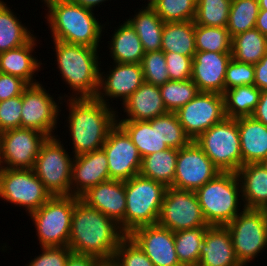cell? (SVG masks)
Listing matches in <instances>:
<instances>
[{"label": "cell", "mask_w": 267, "mask_h": 266, "mask_svg": "<svg viewBox=\"0 0 267 266\" xmlns=\"http://www.w3.org/2000/svg\"><path fill=\"white\" fill-rule=\"evenodd\" d=\"M108 180H110L108 161L103 148L74 156L71 180L72 196L80 197L89 188Z\"/></svg>", "instance_id": "44dd1931"}, {"label": "cell", "mask_w": 267, "mask_h": 266, "mask_svg": "<svg viewBox=\"0 0 267 266\" xmlns=\"http://www.w3.org/2000/svg\"><path fill=\"white\" fill-rule=\"evenodd\" d=\"M27 86L19 77L0 72V101L22 95Z\"/></svg>", "instance_id": "681fc988"}, {"label": "cell", "mask_w": 267, "mask_h": 266, "mask_svg": "<svg viewBox=\"0 0 267 266\" xmlns=\"http://www.w3.org/2000/svg\"><path fill=\"white\" fill-rule=\"evenodd\" d=\"M77 5H81L86 8H90L92 10L95 9L96 6L99 7V4H103V2L108 1V0H70Z\"/></svg>", "instance_id": "11a10c76"}, {"label": "cell", "mask_w": 267, "mask_h": 266, "mask_svg": "<svg viewBox=\"0 0 267 266\" xmlns=\"http://www.w3.org/2000/svg\"><path fill=\"white\" fill-rule=\"evenodd\" d=\"M148 3L146 5L151 6L156 0H147Z\"/></svg>", "instance_id": "91938a15"}, {"label": "cell", "mask_w": 267, "mask_h": 266, "mask_svg": "<svg viewBox=\"0 0 267 266\" xmlns=\"http://www.w3.org/2000/svg\"><path fill=\"white\" fill-rule=\"evenodd\" d=\"M242 166L267 163V126L252 116L237 118Z\"/></svg>", "instance_id": "d4e9b609"}, {"label": "cell", "mask_w": 267, "mask_h": 266, "mask_svg": "<svg viewBox=\"0 0 267 266\" xmlns=\"http://www.w3.org/2000/svg\"><path fill=\"white\" fill-rule=\"evenodd\" d=\"M252 117L267 126V90H263Z\"/></svg>", "instance_id": "f5cc1de1"}, {"label": "cell", "mask_w": 267, "mask_h": 266, "mask_svg": "<svg viewBox=\"0 0 267 266\" xmlns=\"http://www.w3.org/2000/svg\"><path fill=\"white\" fill-rule=\"evenodd\" d=\"M178 150L167 148L145 156L141 160L139 175L162 183L167 188L173 187Z\"/></svg>", "instance_id": "4dcf8cb0"}, {"label": "cell", "mask_w": 267, "mask_h": 266, "mask_svg": "<svg viewBox=\"0 0 267 266\" xmlns=\"http://www.w3.org/2000/svg\"><path fill=\"white\" fill-rule=\"evenodd\" d=\"M3 165H2V160H1V152H0V178H1V174H2V171H3Z\"/></svg>", "instance_id": "6f0895ef"}, {"label": "cell", "mask_w": 267, "mask_h": 266, "mask_svg": "<svg viewBox=\"0 0 267 266\" xmlns=\"http://www.w3.org/2000/svg\"><path fill=\"white\" fill-rule=\"evenodd\" d=\"M112 262L115 266H154L129 235L120 241Z\"/></svg>", "instance_id": "ee69618b"}, {"label": "cell", "mask_w": 267, "mask_h": 266, "mask_svg": "<svg viewBox=\"0 0 267 266\" xmlns=\"http://www.w3.org/2000/svg\"><path fill=\"white\" fill-rule=\"evenodd\" d=\"M221 171L206 156L205 152L191 141L178 149L173 187L196 192Z\"/></svg>", "instance_id": "2e32d148"}, {"label": "cell", "mask_w": 267, "mask_h": 266, "mask_svg": "<svg viewBox=\"0 0 267 266\" xmlns=\"http://www.w3.org/2000/svg\"><path fill=\"white\" fill-rule=\"evenodd\" d=\"M22 95L0 101V133L21 127Z\"/></svg>", "instance_id": "bcb514c9"}, {"label": "cell", "mask_w": 267, "mask_h": 266, "mask_svg": "<svg viewBox=\"0 0 267 266\" xmlns=\"http://www.w3.org/2000/svg\"><path fill=\"white\" fill-rule=\"evenodd\" d=\"M76 196H51L30 215L40 247L68 246Z\"/></svg>", "instance_id": "52a82bcc"}, {"label": "cell", "mask_w": 267, "mask_h": 266, "mask_svg": "<svg viewBox=\"0 0 267 266\" xmlns=\"http://www.w3.org/2000/svg\"><path fill=\"white\" fill-rule=\"evenodd\" d=\"M255 85L238 86L225 90L224 106L226 118L237 119L252 116L261 95Z\"/></svg>", "instance_id": "e575fe53"}, {"label": "cell", "mask_w": 267, "mask_h": 266, "mask_svg": "<svg viewBox=\"0 0 267 266\" xmlns=\"http://www.w3.org/2000/svg\"><path fill=\"white\" fill-rule=\"evenodd\" d=\"M117 124L131 138L142 158L168 148L160 139L159 124L148 121H117Z\"/></svg>", "instance_id": "1f68e13d"}, {"label": "cell", "mask_w": 267, "mask_h": 266, "mask_svg": "<svg viewBox=\"0 0 267 266\" xmlns=\"http://www.w3.org/2000/svg\"><path fill=\"white\" fill-rule=\"evenodd\" d=\"M194 142L221 172L236 173L242 167L237 119L225 118L199 135Z\"/></svg>", "instance_id": "9c48e42d"}, {"label": "cell", "mask_w": 267, "mask_h": 266, "mask_svg": "<svg viewBox=\"0 0 267 266\" xmlns=\"http://www.w3.org/2000/svg\"><path fill=\"white\" fill-rule=\"evenodd\" d=\"M12 11L0 0V53L21 47L35 36Z\"/></svg>", "instance_id": "d6a6232c"}, {"label": "cell", "mask_w": 267, "mask_h": 266, "mask_svg": "<svg viewBox=\"0 0 267 266\" xmlns=\"http://www.w3.org/2000/svg\"><path fill=\"white\" fill-rule=\"evenodd\" d=\"M197 0H156L151 6L164 22L190 21L196 16Z\"/></svg>", "instance_id": "b9f144b4"}, {"label": "cell", "mask_w": 267, "mask_h": 266, "mask_svg": "<svg viewBox=\"0 0 267 266\" xmlns=\"http://www.w3.org/2000/svg\"><path fill=\"white\" fill-rule=\"evenodd\" d=\"M41 254L25 266H65L69 256L73 253L68 246L41 247Z\"/></svg>", "instance_id": "c3c4849f"}, {"label": "cell", "mask_w": 267, "mask_h": 266, "mask_svg": "<svg viewBox=\"0 0 267 266\" xmlns=\"http://www.w3.org/2000/svg\"><path fill=\"white\" fill-rule=\"evenodd\" d=\"M242 210L226 227L238 261L247 266L267 248V210L244 207Z\"/></svg>", "instance_id": "30bf717a"}, {"label": "cell", "mask_w": 267, "mask_h": 266, "mask_svg": "<svg viewBox=\"0 0 267 266\" xmlns=\"http://www.w3.org/2000/svg\"><path fill=\"white\" fill-rule=\"evenodd\" d=\"M161 51L176 52L184 56L194 57L196 53L194 20L165 22Z\"/></svg>", "instance_id": "f1b7e54d"}, {"label": "cell", "mask_w": 267, "mask_h": 266, "mask_svg": "<svg viewBox=\"0 0 267 266\" xmlns=\"http://www.w3.org/2000/svg\"><path fill=\"white\" fill-rule=\"evenodd\" d=\"M259 11L258 0H232L226 26L230 37L255 28Z\"/></svg>", "instance_id": "8d00e7d4"}, {"label": "cell", "mask_w": 267, "mask_h": 266, "mask_svg": "<svg viewBox=\"0 0 267 266\" xmlns=\"http://www.w3.org/2000/svg\"><path fill=\"white\" fill-rule=\"evenodd\" d=\"M103 263V260L94 256L72 253L65 266H101Z\"/></svg>", "instance_id": "816d5d0a"}, {"label": "cell", "mask_w": 267, "mask_h": 266, "mask_svg": "<svg viewBox=\"0 0 267 266\" xmlns=\"http://www.w3.org/2000/svg\"><path fill=\"white\" fill-rule=\"evenodd\" d=\"M255 28L267 36V10H260L256 19Z\"/></svg>", "instance_id": "db71d44e"}, {"label": "cell", "mask_w": 267, "mask_h": 266, "mask_svg": "<svg viewBox=\"0 0 267 266\" xmlns=\"http://www.w3.org/2000/svg\"><path fill=\"white\" fill-rule=\"evenodd\" d=\"M140 64L143 70L144 82L161 86L170 80L163 51L145 53Z\"/></svg>", "instance_id": "7bdbcfd3"}, {"label": "cell", "mask_w": 267, "mask_h": 266, "mask_svg": "<svg viewBox=\"0 0 267 266\" xmlns=\"http://www.w3.org/2000/svg\"><path fill=\"white\" fill-rule=\"evenodd\" d=\"M57 68L72 90L66 98H95L99 88L101 61L98 49L53 40ZM74 93V94H73Z\"/></svg>", "instance_id": "277c9868"}, {"label": "cell", "mask_w": 267, "mask_h": 266, "mask_svg": "<svg viewBox=\"0 0 267 266\" xmlns=\"http://www.w3.org/2000/svg\"><path fill=\"white\" fill-rule=\"evenodd\" d=\"M231 52L196 51L192 59L191 80L199 92L224 94L225 76Z\"/></svg>", "instance_id": "ffe728a7"}, {"label": "cell", "mask_w": 267, "mask_h": 266, "mask_svg": "<svg viewBox=\"0 0 267 266\" xmlns=\"http://www.w3.org/2000/svg\"><path fill=\"white\" fill-rule=\"evenodd\" d=\"M58 135L47 137L40 147L33 167L35 175L51 196L71 195L72 163Z\"/></svg>", "instance_id": "ba28073f"}, {"label": "cell", "mask_w": 267, "mask_h": 266, "mask_svg": "<svg viewBox=\"0 0 267 266\" xmlns=\"http://www.w3.org/2000/svg\"><path fill=\"white\" fill-rule=\"evenodd\" d=\"M167 71L170 80L184 81L191 79L192 76V59L176 52H164Z\"/></svg>", "instance_id": "7dc6e473"}, {"label": "cell", "mask_w": 267, "mask_h": 266, "mask_svg": "<svg viewBox=\"0 0 267 266\" xmlns=\"http://www.w3.org/2000/svg\"><path fill=\"white\" fill-rule=\"evenodd\" d=\"M232 38L226 27H211L195 24L196 51L231 52Z\"/></svg>", "instance_id": "ab89813d"}, {"label": "cell", "mask_w": 267, "mask_h": 266, "mask_svg": "<svg viewBox=\"0 0 267 266\" xmlns=\"http://www.w3.org/2000/svg\"><path fill=\"white\" fill-rule=\"evenodd\" d=\"M254 80V65L231 58L225 76V90L238 86L254 85Z\"/></svg>", "instance_id": "f6af8a7d"}, {"label": "cell", "mask_w": 267, "mask_h": 266, "mask_svg": "<svg viewBox=\"0 0 267 266\" xmlns=\"http://www.w3.org/2000/svg\"><path fill=\"white\" fill-rule=\"evenodd\" d=\"M42 85L41 83L30 84L23 91L21 127L34 129L47 137H52L55 136L53 130L57 128L61 111L58 105L64 97L59 96L57 103Z\"/></svg>", "instance_id": "4fadbf2b"}, {"label": "cell", "mask_w": 267, "mask_h": 266, "mask_svg": "<svg viewBox=\"0 0 267 266\" xmlns=\"http://www.w3.org/2000/svg\"><path fill=\"white\" fill-rule=\"evenodd\" d=\"M176 115L185 133L194 141L211 126L226 118L224 96L213 92H199Z\"/></svg>", "instance_id": "5bb4252c"}, {"label": "cell", "mask_w": 267, "mask_h": 266, "mask_svg": "<svg viewBox=\"0 0 267 266\" xmlns=\"http://www.w3.org/2000/svg\"><path fill=\"white\" fill-rule=\"evenodd\" d=\"M209 226H199L174 232L175 251L182 266H197L201 245Z\"/></svg>", "instance_id": "d590c367"}, {"label": "cell", "mask_w": 267, "mask_h": 266, "mask_svg": "<svg viewBox=\"0 0 267 266\" xmlns=\"http://www.w3.org/2000/svg\"><path fill=\"white\" fill-rule=\"evenodd\" d=\"M260 10H267V0H258Z\"/></svg>", "instance_id": "9f6ffc18"}, {"label": "cell", "mask_w": 267, "mask_h": 266, "mask_svg": "<svg viewBox=\"0 0 267 266\" xmlns=\"http://www.w3.org/2000/svg\"><path fill=\"white\" fill-rule=\"evenodd\" d=\"M255 80L254 85L261 91L267 90V53L254 65Z\"/></svg>", "instance_id": "f907efd6"}, {"label": "cell", "mask_w": 267, "mask_h": 266, "mask_svg": "<svg viewBox=\"0 0 267 266\" xmlns=\"http://www.w3.org/2000/svg\"><path fill=\"white\" fill-rule=\"evenodd\" d=\"M129 236L154 266H182L175 251L174 232L158 224L142 226Z\"/></svg>", "instance_id": "d6986e66"}, {"label": "cell", "mask_w": 267, "mask_h": 266, "mask_svg": "<svg viewBox=\"0 0 267 266\" xmlns=\"http://www.w3.org/2000/svg\"><path fill=\"white\" fill-rule=\"evenodd\" d=\"M126 235L119 225L80 198L76 201L68 247L74 254L90 255L112 262L120 241Z\"/></svg>", "instance_id": "6da1fadb"}, {"label": "cell", "mask_w": 267, "mask_h": 266, "mask_svg": "<svg viewBox=\"0 0 267 266\" xmlns=\"http://www.w3.org/2000/svg\"><path fill=\"white\" fill-rule=\"evenodd\" d=\"M102 148L107 157L110 180L126 181L139 175L142 157L118 124L109 131Z\"/></svg>", "instance_id": "e0dca14e"}, {"label": "cell", "mask_w": 267, "mask_h": 266, "mask_svg": "<svg viewBox=\"0 0 267 266\" xmlns=\"http://www.w3.org/2000/svg\"><path fill=\"white\" fill-rule=\"evenodd\" d=\"M197 266H242L236 257L230 231L226 226L207 228Z\"/></svg>", "instance_id": "603a6c76"}, {"label": "cell", "mask_w": 267, "mask_h": 266, "mask_svg": "<svg viewBox=\"0 0 267 266\" xmlns=\"http://www.w3.org/2000/svg\"><path fill=\"white\" fill-rule=\"evenodd\" d=\"M143 82L141 64L114 62L113 68L110 67L106 74L101 72L100 69L99 88L95 98L106 105H110L108 100L120 97L119 99H122L123 104Z\"/></svg>", "instance_id": "ac0fdd59"}, {"label": "cell", "mask_w": 267, "mask_h": 266, "mask_svg": "<svg viewBox=\"0 0 267 266\" xmlns=\"http://www.w3.org/2000/svg\"><path fill=\"white\" fill-rule=\"evenodd\" d=\"M267 53V36L256 28L232 37L231 54L234 60L255 65Z\"/></svg>", "instance_id": "836d02e7"}, {"label": "cell", "mask_w": 267, "mask_h": 266, "mask_svg": "<svg viewBox=\"0 0 267 266\" xmlns=\"http://www.w3.org/2000/svg\"><path fill=\"white\" fill-rule=\"evenodd\" d=\"M122 105L128 118L120 120L117 111V121H149L167 113L159 86L146 82H143Z\"/></svg>", "instance_id": "cb8c5ba5"}, {"label": "cell", "mask_w": 267, "mask_h": 266, "mask_svg": "<svg viewBox=\"0 0 267 266\" xmlns=\"http://www.w3.org/2000/svg\"><path fill=\"white\" fill-rule=\"evenodd\" d=\"M159 89L167 112L175 113L199 93L197 85L191 79L169 80L159 86Z\"/></svg>", "instance_id": "74e56055"}, {"label": "cell", "mask_w": 267, "mask_h": 266, "mask_svg": "<svg viewBox=\"0 0 267 266\" xmlns=\"http://www.w3.org/2000/svg\"><path fill=\"white\" fill-rule=\"evenodd\" d=\"M69 107L68 128L73 156L101 149L117 124V110L96 98H65Z\"/></svg>", "instance_id": "7a4b0ae2"}, {"label": "cell", "mask_w": 267, "mask_h": 266, "mask_svg": "<svg viewBox=\"0 0 267 266\" xmlns=\"http://www.w3.org/2000/svg\"><path fill=\"white\" fill-rule=\"evenodd\" d=\"M51 194L33 169H6L0 178V198L24 209L29 215L39 209Z\"/></svg>", "instance_id": "8fae6325"}, {"label": "cell", "mask_w": 267, "mask_h": 266, "mask_svg": "<svg viewBox=\"0 0 267 266\" xmlns=\"http://www.w3.org/2000/svg\"><path fill=\"white\" fill-rule=\"evenodd\" d=\"M36 41L34 36L27 44L0 53V72L19 77L28 85L39 83L33 77L34 73L41 71L42 65L32 54L37 46Z\"/></svg>", "instance_id": "4316f807"}, {"label": "cell", "mask_w": 267, "mask_h": 266, "mask_svg": "<svg viewBox=\"0 0 267 266\" xmlns=\"http://www.w3.org/2000/svg\"><path fill=\"white\" fill-rule=\"evenodd\" d=\"M167 187L141 175L125 181L126 211L119 224L125 235L135 229L157 224Z\"/></svg>", "instance_id": "5b68a950"}, {"label": "cell", "mask_w": 267, "mask_h": 266, "mask_svg": "<svg viewBox=\"0 0 267 266\" xmlns=\"http://www.w3.org/2000/svg\"><path fill=\"white\" fill-rule=\"evenodd\" d=\"M123 22L108 41L110 56L116 63L140 64L145 55L141 40L132 25L127 20Z\"/></svg>", "instance_id": "83f0119b"}, {"label": "cell", "mask_w": 267, "mask_h": 266, "mask_svg": "<svg viewBox=\"0 0 267 266\" xmlns=\"http://www.w3.org/2000/svg\"><path fill=\"white\" fill-rule=\"evenodd\" d=\"M133 17L126 19L135 29L145 53L161 50L164 21L156 14L152 6L138 9Z\"/></svg>", "instance_id": "f546056e"}, {"label": "cell", "mask_w": 267, "mask_h": 266, "mask_svg": "<svg viewBox=\"0 0 267 266\" xmlns=\"http://www.w3.org/2000/svg\"><path fill=\"white\" fill-rule=\"evenodd\" d=\"M88 206L96 208L118 225L126 211L125 181L108 180L89 188L80 196Z\"/></svg>", "instance_id": "7402d4cb"}, {"label": "cell", "mask_w": 267, "mask_h": 266, "mask_svg": "<svg viewBox=\"0 0 267 266\" xmlns=\"http://www.w3.org/2000/svg\"><path fill=\"white\" fill-rule=\"evenodd\" d=\"M46 139L45 134L22 127L0 133L3 168L33 169L40 147Z\"/></svg>", "instance_id": "9a60e30c"}, {"label": "cell", "mask_w": 267, "mask_h": 266, "mask_svg": "<svg viewBox=\"0 0 267 266\" xmlns=\"http://www.w3.org/2000/svg\"><path fill=\"white\" fill-rule=\"evenodd\" d=\"M44 6L48 10L45 19L53 40L96 49L99 47L105 24H101L98 18L96 20L94 10L70 0H53Z\"/></svg>", "instance_id": "3957f363"}, {"label": "cell", "mask_w": 267, "mask_h": 266, "mask_svg": "<svg viewBox=\"0 0 267 266\" xmlns=\"http://www.w3.org/2000/svg\"><path fill=\"white\" fill-rule=\"evenodd\" d=\"M246 209H267V163L243 165L236 172Z\"/></svg>", "instance_id": "484cf974"}, {"label": "cell", "mask_w": 267, "mask_h": 266, "mask_svg": "<svg viewBox=\"0 0 267 266\" xmlns=\"http://www.w3.org/2000/svg\"><path fill=\"white\" fill-rule=\"evenodd\" d=\"M101 266H115L113 262H104Z\"/></svg>", "instance_id": "680465c9"}, {"label": "cell", "mask_w": 267, "mask_h": 266, "mask_svg": "<svg viewBox=\"0 0 267 266\" xmlns=\"http://www.w3.org/2000/svg\"><path fill=\"white\" fill-rule=\"evenodd\" d=\"M44 1V3L43 4H47L48 2H50V1H53V0H42V2Z\"/></svg>", "instance_id": "94428289"}, {"label": "cell", "mask_w": 267, "mask_h": 266, "mask_svg": "<svg viewBox=\"0 0 267 266\" xmlns=\"http://www.w3.org/2000/svg\"><path fill=\"white\" fill-rule=\"evenodd\" d=\"M148 122L150 124H159L160 139L168 148L178 150L192 141L185 133L175 112H167Z\"/></svg>", "instance_id": "60d3db41"}, {"label": "cell", "mask_w": 267, "mask_h": 266, "mask_svg": "<svg viewBox=\"0 0 267 266\" xmlns=\"http://www.w3.org/2000/svg\"><path fill=\"white\" fill-rule=\"evenodd\" d=\"M232 0H197L196 25L226 27Z\"/></svg>", "instance_id": "f35d334b"}, {"label": "cell", "mask_w": 267, "mask_h": 266, "mask_svg": "<svg viewBox=\"0 0 267 266\" xmlns=\"http://www.w3.org/2000/svg\"><path fill=\"white\" fill-rule=\"evenodd\" d=\"M157 224L173 232L209 226L196 192L175 187L166 190Z\"/></svg>", "instance_id": "7c38bea8"}, {"label": "cell", "mask_w": 267, "mask_h": 266, "mask_svg": "<svg viewBox=\"0 0 267 266\" xmlns=\"http://www.w3.org/2000/svg\"><path fill=\"white\" fill-rule=\"evenodd\" d=\"M240 193V181L234 172H221L200 187L196 194L207 224L226 226L240 214Z\"/></svg>", "instance_id": "8992f818"}]
</instances>
